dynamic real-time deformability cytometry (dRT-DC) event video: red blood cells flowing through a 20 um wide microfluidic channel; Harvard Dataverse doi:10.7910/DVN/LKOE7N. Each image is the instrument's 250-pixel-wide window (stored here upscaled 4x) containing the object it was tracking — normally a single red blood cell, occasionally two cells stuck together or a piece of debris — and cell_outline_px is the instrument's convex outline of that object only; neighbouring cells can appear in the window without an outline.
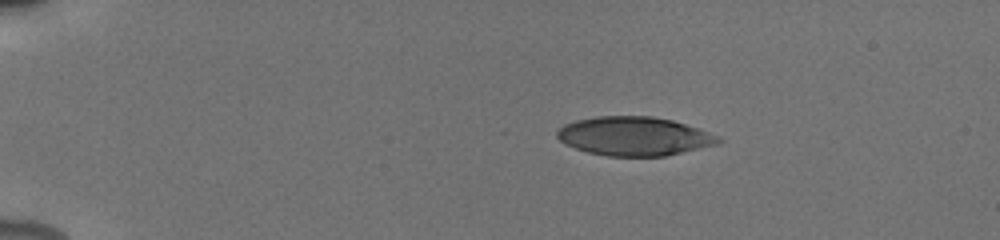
{"species": "human", "species_latin": "Homo sapiens", "temperature_condition": "cold", "stored_images_in_passage": 4, "camera_frame_rate_fps": 3000, "um_per_image_px": 0.085, "donor": {"sex": "male"}, "frame": {"image": 1, "passage_image": 1, "time_ms": 0.0, "image_size_px": [1000, 240], "cell_outline_px": [[724, 140], [720, 144], [664, 156], [608, 156], [588, 152], [564, 144], [556, 136], [556, 132], [564, 124], [576, 120], [596, 116], [652, 116], [672, 120], [700, 128], [720, 136]], "centroid_in_image_um": [53.95, 11.57], "position_along_channel_um": 31.1, "area_um2": 36.76}}